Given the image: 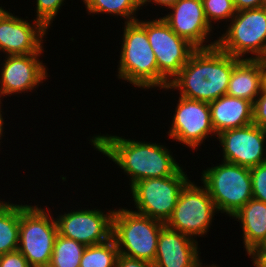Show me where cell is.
<instances>
[{
  "instance_id": "cell-28",
  "label": "cell",
  "mask_w": 266,
  "mask_h": 267,
  "mask_svg": "<svg viewBox=\"0 0 266 267\" xmlns=\"http://www.w3.org/2000/svg\"><path fill=\"white\" fill-rule=\"evenodd\" d=\"M253 124L266 130V89L264 87L253 103Z\"/></svg>"
},
{
  "instance_id": "cell-13",
  "label": "cell",
  "mask_w": 266,
  "mask_h": 267,
  "mask_svg": "<svg viewBox=\"0 0 266 267\" xmlns=\"http://www.w3.org/2000/svg\"><path fill=\"white\" fill-rule=\"evenodd\" d=\"M43 54L8 55L0 64V101L14 94L36 91L48 80V68L40 56ZM44 81V82H43ZM2 97V98H1Z\"/></svg>"
},
{
  "instance_id": "cell-36",
  "label": "cell",
  "mask_w": 266,
  "mask_h": 267,
  "mask_svg": "<svg viewBox=\"0 0 266 267\" xmlns=\"http://www.w3.org/2000/svg\"><path fill=\"white\" fill-rule=\"evenodd\" d=\"M206 264H204V265H202L201 267H220L219 265H217V264H211V265H206Z\"/></svg>"
},
{
  "instance_id": "cell-9",
  "label": "cell",
  "mask_w": 266,
  "mask_h": 267,
  "mask_svg": "<svg viewBox=\"0 0 266 267\" xmlns=\"http://www.w3.org/2000/svg\"><path fill=\"white\" fill-rule=\"evenodd\" d=\"M218 210L207 188L190 180L180 192L171 217L165 225L194 240L204 237L212 226Z\"/></svg>"
},
{
  "instance_id": "cell-12",
  "label": "cell",
  "mask_w": 266,
  "mask_h": 267,
  "mask_svg": "<svg viewBox=\"0 0 266 267\" xmlns=\"http://www.w3.org/2000/svg\"><path fill=\"white\" fill-rule=\"evenodd\" d=\"M79 209L60 213L55 217L58 234L85 246L108 241L112 238L115 209Z\"/></svg>"
},
{
  "instance_id": "cell-5",
  "label": "cell",
  "mask_w": 266,
  "mask_h": 267,
  "mask_svg": "<svg viewBox=\"0 0 266 267\" xmlns=\"http://www.w3.org/2000/svg\"><path fill=\"white\" fill-rule=\"evenodd\" d=\"M20 204L18 250L30 267H49L58 235L55 218L46 205ZM40 206V207H39Z\"/></svg>"
},
{
  "instance_id": "cell-22",
  "label": "cell",
  "mask_w": 266,
  "mask_h": 267,
  "mask_svg": "<svg viewBox=\"0 0 266 267\" xmlns=\"http://www.w3.org/2000/svg\"><path fill=\"white\" fill-rule=\"evenodd\" d=\"M88 15L109 14L120 16L124 23L138 20V11L141 10L140 0H82ZM126 20V21H125Z\"/></svg>"
},
{
  "instance_id": "cell-35",
  "label": "cell",
  "mask_w": 266,
  "mask_h": 267,
  "mask_svg": "<svg viewBox=\"0 0 266 267\" xmlns=\"http://www.w3.org/2000/svg\"><path fill=\"white\" fill-rule=\"evenodd\" d=\"M261 65L263 71V87L266 89V57L261 58Z\"/></svg>"
},
{
  "instance_id": "cell-37",
  "label": "cell",
  "mask_w": 266,
  "mask_h": 267,
  "mask_svg": "<svg viewBox=\"0 0 266 267\" xmlns=\"http://www.w3.org/2000/svg\"><path fill=\"white\" fill-rule=\"evenodd\" d=\"M5 7H2V5L0 6V15L3 13V11L5 10L4 9Z\"/></svg>"
},
{
  "instance_id": "cell-1",
  "label": "cell",
  "mask_w": 266,
  "mask_h": 267,
  "mask_svg": "<svg viewBox=\"0 0 266 267\" xmlns=\"http://www.w3.org/2000/svg\"><path fill=\"white\" fill-rule=\"evenodd\" d=\"M89 138L94 150L108 157L128 176L129 187L142 179L169 177L182 167L171 149L161 142L126 139L108 133Z\"/></svg>"
},
{
  "instance_id": "cell-34",
  "label": "cell",
  "mask_w": 266,
  "mask_h": 267,
  "mask_svg": "<svg viewBox=\"0 0 266 267\" xmlns=\"http://www.w3.org/2000/svg\"><path fill=\"white\" fill-rule=\"evenodd\" d=\"M3 103H2V101H0V145H1V140L3 139L2 137H4V129H5V122H4V120H5V118H3V113L5 114V112L3 111L4 109H2V105Z\"/></svg>"
},
{
  "instance_id": "cell-32",
  "label": "cell",
  "mask_w": 266,
  "mask_h": 267,
  "mask_svg": "<svg viewBox=\"0 0 266 267\" xmlns=\"http://www.w3.org/2000/svg\"><path fill=\"white\" fill-rule=\"evenodd\" d=\"M236 11L263 7V0H233Z\"/></svg>"
},
{
  "instance_id": "cell-3",
  "label": "cell",
  "mask_w": 266,
  "mask_h": 267,
  "mask_svg": "<svg viewBox=\"0 0 266 267\" xmlns=\"http://www.w3.org/2000/svg\"><path fill=\"white\" fill-rule=\"evenodd\" d=\"M117 78L132 84L136 89L164 90L169 81L158 71L154 51L146 33V20L125 22Z\"/></svg>"
},
{
  "instance_id": "cell-20",
  "label": "cell",
  "mask_w": 266,
  "mask_h": 267,
  "mask_svg": "<svg viewBox=\"0 0 266 267\" xmlns=\"http://www.w3.org/2000/svg\"><path fill=\"white\" fill-rule=\"evenodd\" d=\"M232 219L241 223L246 254L255 247L266 245V203L252 198L232 216Z\"/></svg>"
},
{
  "instance_id": "cell-15",
  "label": "cell",
  "mask_w": 266,
  "mask_h": 267,
  "mask_svg": "<svg viewBox=\"0 0 266 267\" xmlns=\"http://www.w3.org/2000/svg\"><path fill=\"white\" fill-rule=\"evenodd\" d=\"M27 18L15 16L10 9L3 11L0 15V53L5 56L43 54L48 29L40 21L28 22Z\"/></svg>"
},
{
  "instance_id": "cell-11",
  "label": "cell",
  "mask_w": 266,
  "mask_h": 267,
  "mask_svg": "<svg viewBox=\"0 0 266 267\" xmlns=\"http://www.w3.org/2000/svg\"><path fill=\"white\" fill-rule=\"evenodd\" d=\"M146 20V33L158 71L169 81L180 72L196 48L179 37L160 16Z\"/></svg>"
},
{
  "instance_id": "cell-10",
  "label": "cell",
  "mask_w": 266,
  "mask_h": 267,
  "mask_svg": "<svg viewBox=\"0 0 266 267\" xmlns=\"http://www.w3.org/2000/svg\"><path fill=\"white\" fill-rule=\"evenodd\" d=\"M171 126L167 135L183 146L198 149L209 137H217L210 116L208 102L178 96Z\"/></svg>"
},
{
  "instance_id": "cell-31",
  "label": "cell",
  "mask_w": 266,
  "mask_h": 267,
  "mask_svg": "<svg viewBox=\"0 0 266 267\" xmlns=\"http://www.w3.org/2000/svg\"><path fill=\"white\" fill-rule=\"evenodd\" d=\"M247 256L252 259L254 267H266V245L255 247Z\"/></svg>"
},
{
  "instance_id": "cell-14",
  "label": "cell",
  "mask_w": 266,
  "mask_h": 267,
  "mask_svg": "<svg viewBox=\"0 0 266 267\" xmlns=\"http://www.w3.org/2000/svg\"><path fill=\"white\" fill-rule=\"evenodd\" d=\"M222 159L247 168L266 162V130L255 124L228 129L217 135Z\"/></svg>"
},
{
  "instance_id": "cell-26",
  "label": "cell",
  "mask_w": 266,
  "mask_h": 267,
  "mask_svg": "<svg viewBox=\"0 0 266 267\" xmlns=\"http://www.w3.org/2000/svg\"><path fill=\"white\" fill-rule=\"evenodd\" d=\"M66 0H36V17L48 30L53 27L52 23L65 4ZM51 26V27H50Z\"/></svg>"
},
{
  "instance_id": "cell-16",
  "label": "cell",
  "mask_w": 266,
  "mask_h": 267,
  "mask_svg": "<svg viewBox=\"0 0 266 267\" xmlns=\"http://www.w3.org/2000/svg\"><path fill=\"white\" fill-rule=\"evenodd\" d=\"M169 11L162 19L179 37L187 40L196 49L217 45L218 39L209 40L215 29L206 20L202 0H178Z\"/></svg>"
},
{
  "instance_id": "cell-7",
  "label": "cell",
  "mask_w": 266,
  "mask_h": 267,
  "mask_svg": "<svg viewBox=\"0 0 266 267\" xmlns=\"http://www.w3.org/2000/svg\"><path fill=\"white\" fill-rule=\"evenodd\" d=\"M229 22L217 37L223 52L240 59L266 57V7L237 11Z\"/></svg>"
},
{
  "instance_id": "cell-4",
  "label": "cell",
  "mask_w": 266,
  "mask_h": 267,
  "mask_svg": "<svg viewBox=\"0 0 266 267\" xmlns=\"http://www.w3.org/2000/svg\"><path fill=\"white\" fill-rule=\"evenodd\" d=\"M126 208L116 207L113 215L112 237L119 254L153 263L165 223Z\"/></svg>"
},
{
  "instance_id": "cell-18",
  "label": "cell",
  "mask_w": 266,
  "mask_h": 267,
  "mask_svg": "<svg viewBox=\"0 0 266 267\" xmlns=\"http://www.w3.org/2000/svg\"><path fill=\"white\" fill-rule=\"evenodd\" d=\"M209 107L211 124L216 135L253 123V103L249 100L224 95L210 102Z\"/></svg>"
},
{
  "instance_id": "cell-8",
  "label": "cell",
  "mask_w": 266,
  "mask_h": 267,
  "mask_svg": "<svg viewBox=\"0 0 266 267\" xmlns=\"http://www.w3.org/2000/svg\"><path fill=\"white\" fill-rule=\"evenodd\" d=\"M182 167L169 177L142 179L130 187L134 212L163 223L171 217L180 192L190 181Z\"/></svg>"
},
{
  "instance_id": "cell-24",
  "label": "cell",
  "mask_w": 266,
  "mask_h": 267,
  "mask_svg": "<svg viewBox=\"0 0 266 267\" xmlns=\"http://www.w3.org/2000/svg\"><path fill=\"white\" fill-rule=\"evenodd\" d=\"M119 255L113 237L100 244L86 246L80 261V267H116Z\"/></svg>"
},
{
  "instance_id": "cell-33",
  "label": "cell",
  "mask_w": 266,
  "mask_h": 267,
  "mask_svg": "<svg viewBox=\"0 0 266 267\" xmlns=\"http://www.w3.org/2000/svg\"><path fill=\"white\" fill-rule=\"evenodd\" d=\"M178 0H140V7L141 10L143 9V6L146 8L150 3L155 4L153 6L163 7L166 9H169L171 6H173Z\"/></svg>"
},
{
  "instance_id": "cell-17",
  "label": "cell",
  "mask_w": 266,
  "mask_h": 267,
  "mask_svg": "<svg viewBox=\"0 0 266 267\" xmlns=\"http://www.w3.org/2000/svg\"><path fill=\"white\" fill-rule=\"evenodd\" d=\"M198 245L197 240L165 225L158 236L153 264L155 267H201Z\"/></svg>"
},
{
  "instance_id": "cell-23",
  "label": "cell",
  "mask_w": 266,
  "mask_h": 267,
  "mask_svg": "<svg viewBox=\"0 0 266 267\" xmlns=\"http://www.w3.org/2000/svg\"><path fill=\"white\" fill-rule=\"evenodd\" d=\"M85 248L82 243L58 234L49 267H80Z\"/></svg>"
},
{
  "instance_id": "cell-25",
  "label": "cell",
  "mask_w": 266,
  "mask_h": 267,
  "mask_svg": "<svg viewBox=\"0 0 266 267\" xmlns=\"http://www.w3.org/2000/svg\"><path fill=\"white\" fill-rule=\"evenodd\" d=\"M202 3L206 20L212 28L213 24L218 26L221 21L227 24L237 12L233 0H202Z\"/></svg>"
},
{
  "instance_id": "cell-19",
  "label": "cell",
  "mask_w": 266,
  "mask_h": 267,
  "mask_svg": "<svg viewBox=\"0 0 266 267\" xmlns=\"http://www.w3.org/2000/svg\"><path fill=\"white\" fill-rule=\"evenodd\" d=\"M263 87L261 59H240L233 68L226 95L254 103Z\"/></svg>"
},
{
  "instance_id": "cell-6",
  "label": "cell",
  "mask_w": 266,
  "mask_h": 267,
  "mask_svg": "<svg viewBox=\"0 0 266 267\" xmlns=\"http://www.w3.org/2000/svg\"><path fill=\"white\" fill-rule=\"evenodd\" d=\"M201 174V184L207 188L218 212L230 219L253 198L250 168L221 161Z\"/></svg>"
},
{
  "instance_id": "cell-2",
  "label": "cell",
  "mask_w": 266,
  "mask_h": 267,
  "mask_svg": "<svg viewBox=\"0 0 266 267\" xmlns=\"http://www.w3.org/2000/svg\"><path fill=\"white\" fill-rule=\"evenodd\" d=\"M240 58L223 52L217 45L196 49L166 90H177L187 99L212 102L226 95L234 65Z\"/></svg>"
},
{
  "instance_id": "cell-27",
  "label": "cell",
  "mask_w": 266,
  "mask_h": 267,
  "mask_svg": "<svg viewBox=\"0 0 266 267\" xmlns=\"http://www.w3.org/2000/svg\"><path fill=\"white\" fill-rule=\"evenodd\" d=\"M252 179V196L266 203V162L250 168Z\"/></svg>"
},
{
  "instance_id": "cell-30",
  "label": "cell",
  "mask_w": 266,
  "mask_h": 267,
  "mask_svg": "<svg viewBox=\"0 0 266 267\" xmlns=\"http://www.w3.org/2000/svg\"><path fill=\"white\" fill-rule=\"evenodd\" d=\"M116 267H155V266L153 263L119 254L116 261Z\"/></svg>"
},
{
  "instance_id": "cell-38",
  "label": "cell",
  "mask_w": 266,
  "mask_h": 267,
  "mask_svg": "<svg viewBox=\"0 0 266 267\" xmlns=\"http://www.w3.org/2000/svg\"><path fill=\"white\" fill-rule=\"evenodd\" d=\"M263 7H266V0H263Z\"/></svg>"
},
{
  "instance_id": "cell-21",
  "label": "cell",
  "mask_w": 266,
  "mask_h": 267,
  "mask_svg": "<svg viewBox=\"0 0 266 267\" xmlns=\"http://www.w3.org/2000/svg\"><path fill=\"white\" fill-rule=\"evenodd\" d=\"M0 199V255L18 250L20 203Z\"/></svg>"
},
{
  "instance_id": "cell-29",
  "label": "cell",
  "mask_w": 266,
  "mask_h": 267,
  "mask_svg": "<svg viewBox=\"0 0 266 267\" xmlns=\"http://www.w3.org/2000/svg\"><path fill=\"white\" fill-rule=\"evenodd\" d=\"M0 267H30L19 250L0 255Z\"/></svg>"
}]
</instances>
